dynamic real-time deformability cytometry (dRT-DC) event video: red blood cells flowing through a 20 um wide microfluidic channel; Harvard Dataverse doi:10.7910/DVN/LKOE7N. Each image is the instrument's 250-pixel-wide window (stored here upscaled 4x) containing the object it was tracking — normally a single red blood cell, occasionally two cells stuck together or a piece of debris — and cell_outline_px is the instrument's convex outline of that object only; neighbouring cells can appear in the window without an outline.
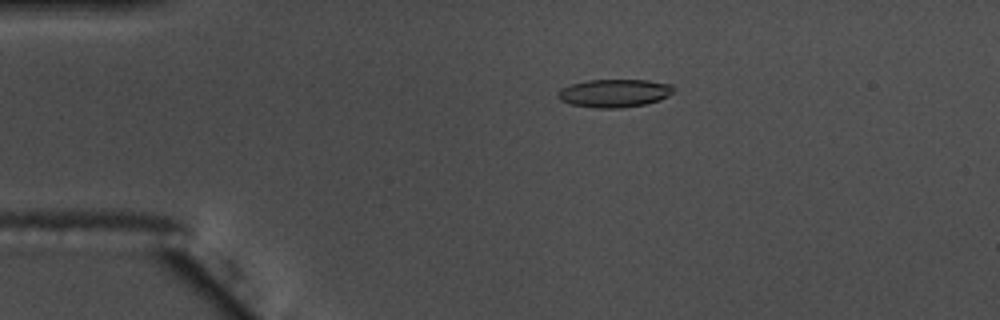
{"species": "common noctule bat (a hibernating species)", "species_latin": "Nyctalus noctula", "temperature_condition": "warm", "stored_images_in_passage": 52, "camera_frame_rate_fps": 3000, "um_per_image_px": 0.085, "animal": {"sex": "male", "body_mass_g": 17.5, "forearm_length_mm": 52.3}, "frame": {"image": 1, "passage_image": 8, "time_ms": 2.333, "image_size_px": [1000, 320], "cell_outline_px": [[676, 88], [668, 96], [660, 100], [644, 104], [620, 108], [596, 108], [572, 104], [560, 100], [556, 96], [556, 92], [560, 88], [572, 84], [588, 80], [648, 80], [672, 84]], "centroid_in_image_um": [52.22, 7.91], "position_along_channel_um": 32.8, "area_um2": 19.02}}
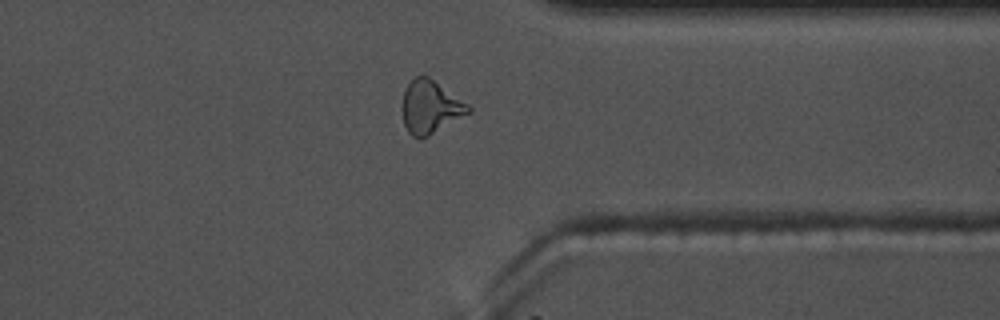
{"frame": {"image": 2, "passage_image": 40, "time_ms": 13.0, "image_size_px": [1000, 320], "cell_outline_px": [[472, 112], [428, 136], [420, 140], [412, 136], [408, 132], [404, 124], [400, 108], [404, 92], [408, 84], [416, 76], [428, 76], [468, 104], [472, 108]], "centroid_in_image_um": [36.56, 9.12], "position_along_channel_um": 374.8, "area_um2": 20.58}, "authors_computed_cell_mechanics": {"area_um2": 19.1029, "velocity_mm_per_s": 3.6753, "shape_relaxation_time_tau1_ms": null, "shape_relaxation_time_tau2_ms": 3.0717, "deformation_change_tau1": null, "deformation_change_tau2": 0.1221}}